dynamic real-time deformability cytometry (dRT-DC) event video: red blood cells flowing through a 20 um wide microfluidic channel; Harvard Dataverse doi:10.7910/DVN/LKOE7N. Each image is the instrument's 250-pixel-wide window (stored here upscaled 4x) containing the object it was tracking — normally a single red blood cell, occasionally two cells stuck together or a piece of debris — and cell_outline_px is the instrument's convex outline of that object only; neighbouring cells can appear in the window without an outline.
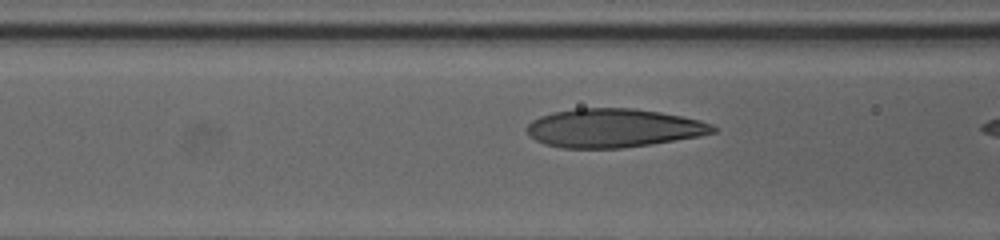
{"species": "human", "species_latin": "Homo sapiens", "temperature_condition": "cold", "stored_images_in_passage": 21, "camera_frame_rate_fps": 3000, "um_per_image_px": 0.085, "donor": {"sex": "female"}, "frame": {"image": 1, "passage_image": 6, "time_ms": 1.667, "image_size_px": [1000, 240], "cell_outline_px": [[716, 132], [700, 136], [652, 144], [620, 148], [564, 148], [544, 144], [536, 140], [524, 128], [532, 120], [540, 116], [552, 112], [576, 108], [632, 108], [660, 112], [700, 120], [712, 124], [716, 128]], "centroid_in_image_um": [52.13, 10.88], "position_along_channel_um": 114.5, "area_um2": 41.96}}
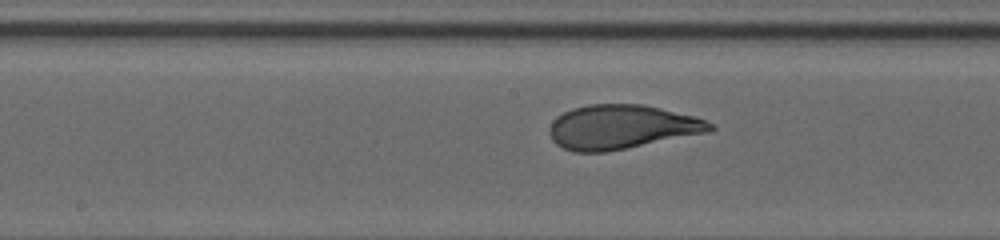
{"frame": {"image": 2, "passage_image": 12, "time_ms": 3.667, "image_size_px": [1000, 240], "cell_outline_px": [[716, 128], [708, 132], [604, 152], [572, 152], [556, 144], [552, 140], [548, 132], [548, 128], [552, 120], [556, 116], [572, 108], [588, 104], [644, 104], [696, 116], [708, 120]], "centroid_in_image_um": [52.81, 10.78], "position_along_channel_um": 195.4, "area_um2": 41.5}}
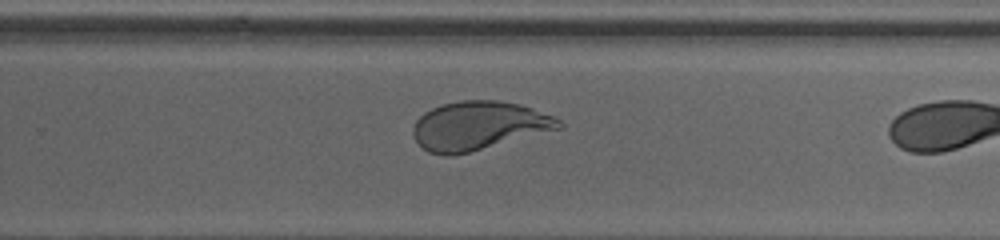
{"frame": {"image": 3, "passage_image": 19, "time_ms": 6.0, "image_size_px": [1000, 240], "cell_outline_px": [[564, 124], [560, 128], [468, 152], [452, 156], [444, 156], [428, 152], [416, 140], [412, 132], [412, 128], [416, 120], [424, 112], [432, 108], [444, 104], [460, 100], [496, 100], [520, 104], [532, 108], [552, 116], [560, 120]], "centroid_in_image_um": [40.65, 10.68], "position_along_channel_um": 289.2, "area_um2": 40.86}}